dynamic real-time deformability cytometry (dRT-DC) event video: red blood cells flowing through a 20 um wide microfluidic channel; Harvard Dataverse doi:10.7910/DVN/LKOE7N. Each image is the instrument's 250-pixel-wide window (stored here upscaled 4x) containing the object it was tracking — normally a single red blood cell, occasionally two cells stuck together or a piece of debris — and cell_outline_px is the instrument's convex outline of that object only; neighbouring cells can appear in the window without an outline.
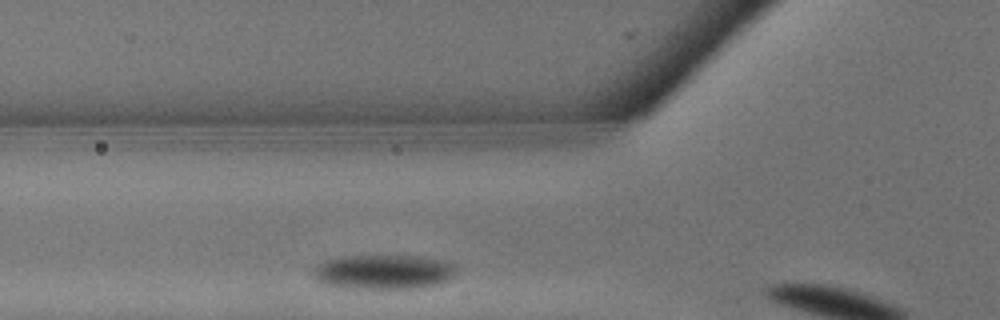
{"species": "common noctule bat (a hibernating species)", "species_latin": "Nyctalus noctula", "temperature_condition": "warm", "stored_images_in_passage": 3, "camera_frame_rate_fps": 3000, "um_per_image_px": 0.085, "animal": {"sex": "male", "body_mass_g": 13.3}, "frame": {"image": 1, "passage_image": 2, "time_ms": 0.333, "image_size_px": [1000, 320], "cell_outline_px": [[456, 272], [448, 280], [436, 284], [412, 288], [344, 288], [320, 284], [312, 276], [316, 264], [324, 260], [340, 256], [420, 256], [444, 260], [456, 264]], "centroid_in_image_um": [32.55, 23.1], "position_along_channel_um": 93.3, "area_um2": 29.07}}